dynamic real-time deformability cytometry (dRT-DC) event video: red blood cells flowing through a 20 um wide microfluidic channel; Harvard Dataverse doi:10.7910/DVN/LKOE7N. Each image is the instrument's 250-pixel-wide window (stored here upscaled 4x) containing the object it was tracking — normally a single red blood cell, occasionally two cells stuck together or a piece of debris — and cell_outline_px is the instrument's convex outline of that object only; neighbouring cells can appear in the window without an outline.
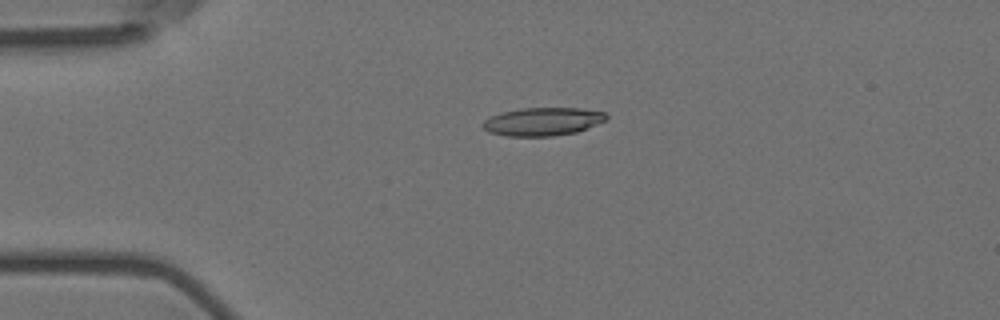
{"species": "Egyptian fruit bat (a non-hibernating species)", "species_latin": "Rousettus aegyptiacus", "temperature_condition": "room temperature", "stored_images_in_passage": 55, "camera_frame_rate_fps": 3000, "um_per_image_px": 0.085, "animal": {"sex": "female"}, "frame": {"image": 1, "passage_image": 13, "time_ms": 4.0, "image_size_px": [1000, 320], "cell_outline_px": [[608, 120], [576, 132], [552, 136], [504, 136], [488, 132], [480, 124], [484, 120], [500, 112], [520, 108], [580, 108], [604, 112], [608, 116]], "centroid_in_image_um": [46.11, 10.33], "position_along_channel_um": 38.9, "area_um2": 20.4}}
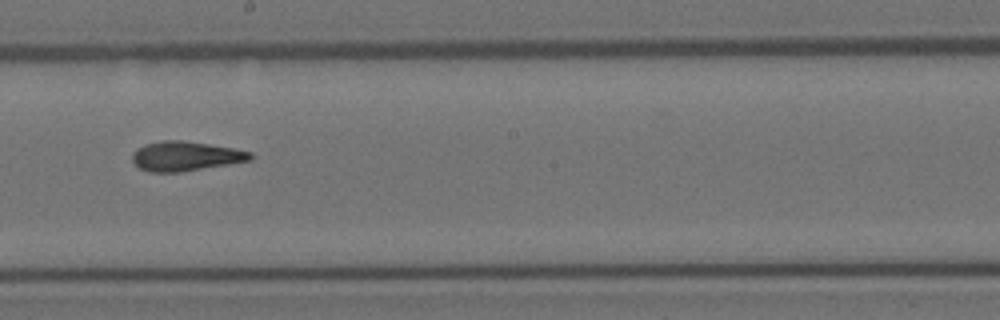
{"frame": {"image": 2, "passage_image": 31, "time_ms": 10.0, "image_size_px": [1000, 320], "cell_outline_px": [[252, 160], [180, 172], [148, 172], [140, 168], [132, 160], [132, 152], [136, 148], [144, 144], [160, 140], [184, 140], [232, 148], [252, 152]], "centroid_in_image_um": [15.73, 13.26], "position_along_channel_um": 232.5, "area_um2": 20.35}}
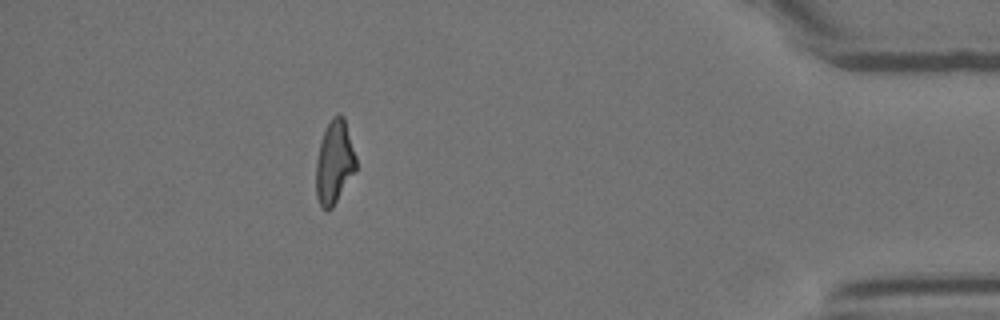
{"frame": {"image": 3, "passage_image": 49, "time_ms": 16.0, "image_size_px": [1000, 320], "cell_outline_px": [[356, 172], [332, 208], [328, 212], [320, 204], [316, 196], [316, 160], [320, 140], [332, 116], [340, 112], [344, 116], [356, 156]], "centroid_in_image_um": [28.43, 13.78], "position_along_channel_um": 406.8, "area_um2": 19.71}, "authors_computed_cell_mechanics": {"area_um2": 20.0566, "velocity_mm_per_s": 3.7443, "shape_relaxation_time_tau1_ms": null, "shape_relaxation_time_tau2_ms": 2.663, "deformation_change_tau1": null, "deformation_change_tau2": 0.1172}}